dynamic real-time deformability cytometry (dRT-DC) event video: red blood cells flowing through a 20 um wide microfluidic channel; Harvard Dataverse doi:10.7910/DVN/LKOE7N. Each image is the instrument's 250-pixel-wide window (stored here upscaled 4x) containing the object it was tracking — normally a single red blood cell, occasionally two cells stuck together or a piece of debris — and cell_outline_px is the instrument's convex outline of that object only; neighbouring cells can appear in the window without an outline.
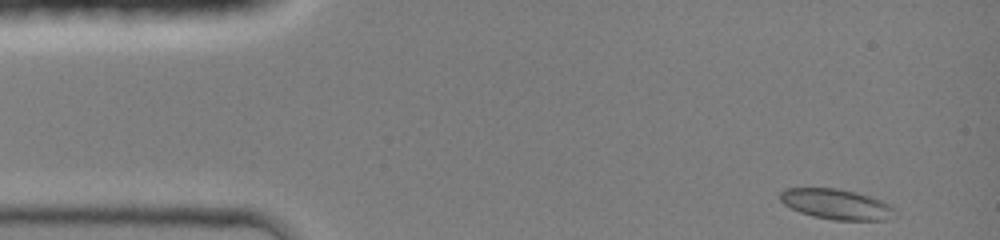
{"species": "common noctule bat (a hibernating species)", "species_latin": "Nyctalus noctula", "temperature_condition": "room temperature", "stored_images_in_passage": 40, "camera_frame_rate_fps": 3000, "um_per_image_px": 0.085, "animal": {"sex": "female", "body_mass_g": 19.0, "forearm_length_mm": 51.5}, "frame": {"image": 1, "passage_image": 1, "time_ms": 0.0, "image_size_px": [1000, 240], "cell_outline_px": [[900, 216], [884, 220], [832, 220], [812, 216], [800, 212], [784, 204], [780, 200], [780, 192], [784, 188], [836, 188], [856, 192], [880, 200], [896, 208]], "centroid_in_image_um": [71.14, 17.37], "position_along_channel_um": 13.9, "area_um2": 20.52}}
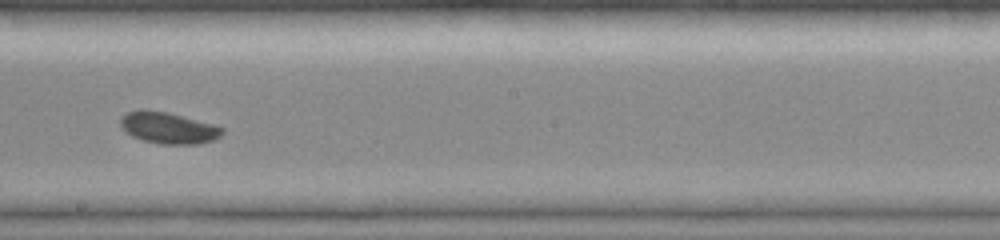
{"frame": {"image": 2, "passage_image": 23, "time_ms": 7.333, "image_size_px": [1000, 240], "cell_outline_px": [[224, 132], [216, 140], [200, 144], [160, 144], [144, 140], [132, 136], [120, 124], [120, 116], [128, 112], [140, 108], [144, 108], [168, 112], [212, 124], [224, 128]], "centroid_in_image_um": [14.32, 10.86], "position_along_channel_um": 233.9, "area_um2": 18.79}}
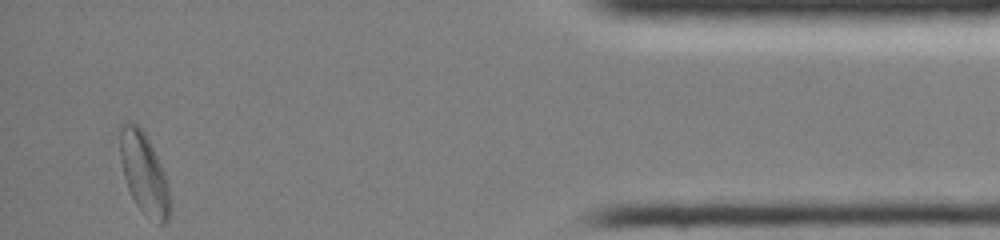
{"frame": {"image": 3, "passage_image": 40, "time_ms": 13.0, "image_size_px": [1000, 240], "cell_outline_px": [[168, 220], [164, 224], [160, 224], [144, 212], [136, 204], [128, 188], [124, 176], [120, 160], [120, 124], [124, 120], [128, 120], [136, 124], [144, 132], [164, 172], [168, 184]], "centroid_in_image_um": [12.2, 14.67], "position_along_channel_um": 423.0, "area_um2": 23.0}, "authors_computed_cell_mechanics": {"area_um2": 18.9584, "velocity_mm_per_s": 4.2451, "shape_relaxation_time_tau1_ms": 3.174, "shape_relaxation_time_tau2_ms": 8.407, "deformation_change_tau1": 0.1212, "deformation_change_tau2": 0.0782}}